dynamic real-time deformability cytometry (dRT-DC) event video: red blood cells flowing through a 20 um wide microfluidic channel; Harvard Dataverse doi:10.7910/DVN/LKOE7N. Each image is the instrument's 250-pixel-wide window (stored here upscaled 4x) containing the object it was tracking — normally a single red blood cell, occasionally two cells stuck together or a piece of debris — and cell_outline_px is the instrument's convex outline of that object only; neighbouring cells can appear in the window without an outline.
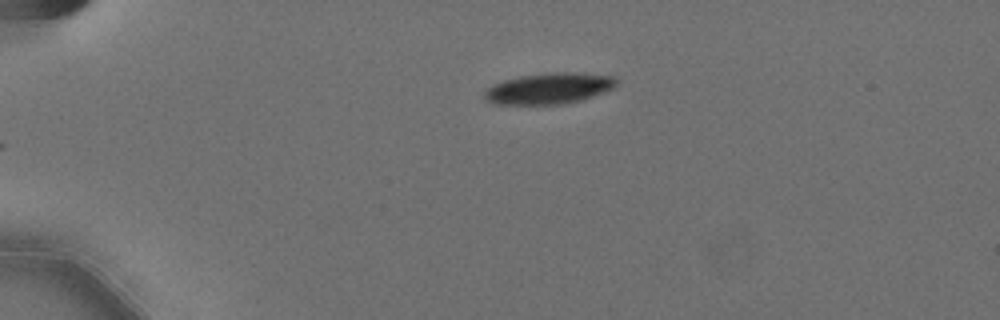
{"species": "Egyptian fruit bat (a non-hibernating species)", "species_latin": "Rousettus aegyptiacus", "temperature_condition": "cold", "stored_images_in_passage": 37, "camera_frame_rate_fps": 3000, "um_per_image_px": 0.085, "animal": {"sex": "female"}, "frame": {"image": 1, "passage_image": 1, "time_ms": 0.0, "image_size_px": [1000, 320], "cell_outline_px": [[616, 84], [612, 88], [604, 92], [580, 100], [564, 104], [492, 104], [484, 100], [484, 92], [492, 84], [504, 80], [520, 76], [556, 72], [568, 72], [612, 76], [616, 80]], "centroid_in_image_um": [46.6, 7.53], "position_along_channel_um": 38.4, "area_um2": 23.64}}
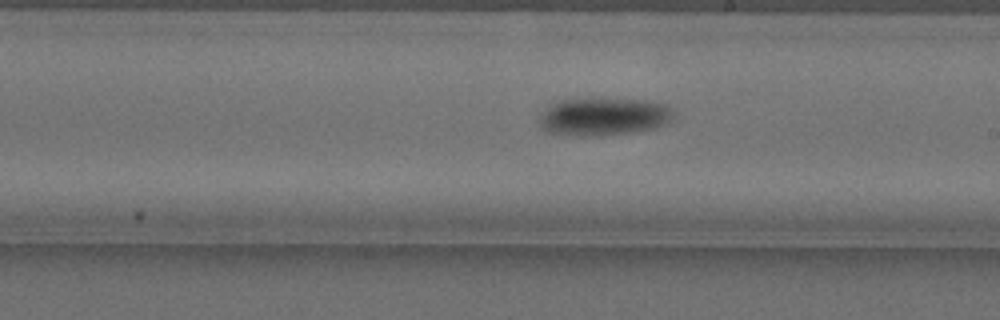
{"frame": {"image": 2, "passage_image": 22, "time_ms": 7.0, "image_size_px": [1000, 320], "cell_outline_px": [[676, 112], [668, 124], [656, 128], [628, 132], [588, 136], [580, 136], [548, 132], [540, 124], [540, 116], [544, 108], [556, 100], [644, 100], [668, 104]], "centroid_in_image_um": [51.35, 9.91], "position_along_channel_um": 237.6, "area_um2": 29.25}}
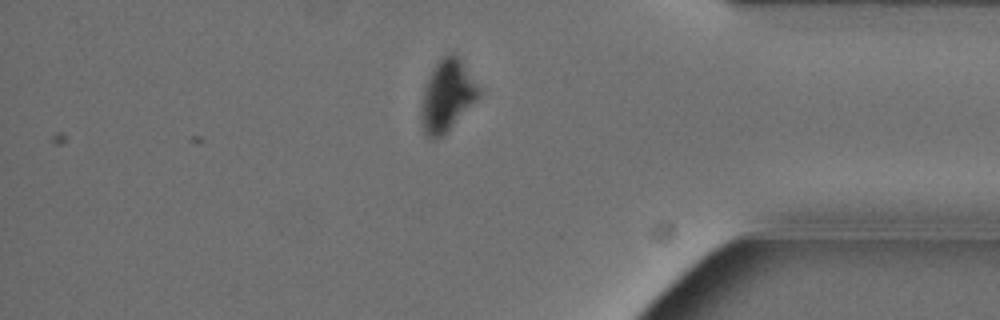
{"frame": {"image": 3, "passage_image": 37, "time_ms": 12.0, "image_size_px": [1000, 320], "cell_outline_px": [[480, 96], [444, 136], [432, 140], [428, 140], [420, 124], [420, 104], [424, 88], [428, 76], [436, 64], [444, 56], [452, 52], [460, 60], [480, 88]], "centroid_in_image_um": [37.96, 8.21], "position_along_channel_um": 397.2, "area_um2": 24.1}, "authors_computed_cell_mechanics": {"area_um2": 27.0504, "velocity_mm_per_s": 3.572, "shape_relaxation_time_tau1_ms": 2.9011, "shape_relaxation_time_tau2_ms": null, "deformation_change_tau1": 0.1135, "deformation_change_tau2": null}}